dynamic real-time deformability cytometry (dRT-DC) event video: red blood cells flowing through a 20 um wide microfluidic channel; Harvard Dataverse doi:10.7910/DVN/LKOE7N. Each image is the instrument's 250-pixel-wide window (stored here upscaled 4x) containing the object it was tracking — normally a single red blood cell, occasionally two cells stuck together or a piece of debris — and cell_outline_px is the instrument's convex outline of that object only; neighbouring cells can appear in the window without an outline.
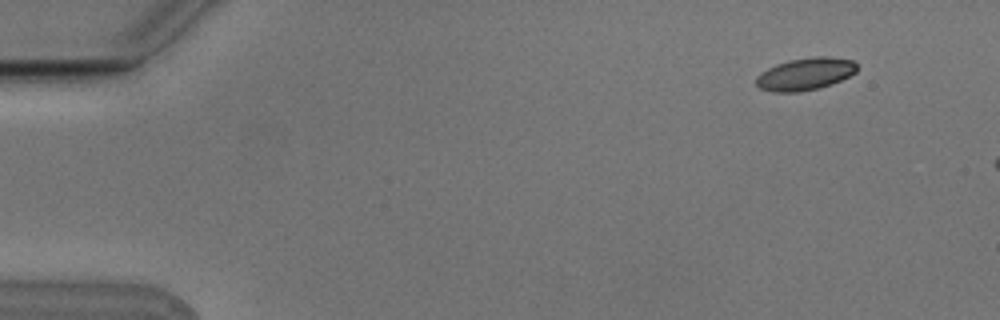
{"species": "Egyptian fruit bat (a non-hibernating species)", "species_latin": "Rousettus aegyptiacus", "temperature_condition": "cold", "stored_images_in_passage": 4, "camera_frame_rate_fps": 3000, "um_per_image_px": 0.085, "animal": {"sex": "male"}, "frame": {"image": 1, "passage_image": 2, "time_ms": 0.333, "image_size_px": [1000, 320], "cell_outline_px": [[856, 72], [832, 84], [816, 88], [796, 92], [772, 92], [760, 88], [756, 84], [756, 76], [760, 72], [776, 64], [788, 60], [816, 56], [828, 56], [852, 60], [856, 64]], "centroid_in_image_um": [68.42, 6.28], "position_along_channel_um": 16.6, "area_um2": 18.9}}